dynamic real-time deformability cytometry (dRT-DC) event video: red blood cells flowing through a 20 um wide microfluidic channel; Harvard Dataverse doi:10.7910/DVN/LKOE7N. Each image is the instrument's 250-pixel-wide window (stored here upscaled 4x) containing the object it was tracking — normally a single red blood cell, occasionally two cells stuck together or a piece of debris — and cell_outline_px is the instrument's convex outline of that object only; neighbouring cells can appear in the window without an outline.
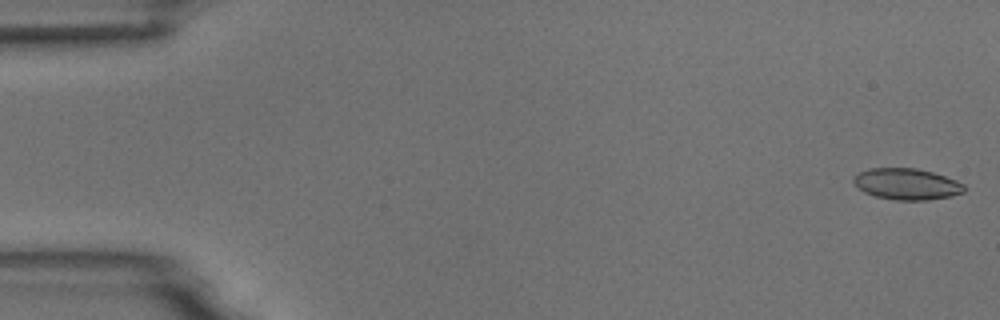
{"species": "common noctule bat (a hibernating species)", "species_latin": "Nyctalus noctula", "temperature_condition": "room temperature", "stored_images_in_passage": 20, "camera_frame_rate_fps": 3000, "um_per_image_px": 0.085, "animal": {"sex": "male", "body_mass_g": 18.8}, "frame": {"image": 1, "passage_image": 1, "time_ms": 0.0, "image_size_px": [1000, 320], "cell_outline_px": [[968, 188], [964, 192], [952, 196], [924, 200], [896, 200], [876, 196], [864, 192], [852, 180], [860, 172], [868, 168], [916, 168], [932, 172], [956, 180], [964, 184]], "centroid_in_image_um": [77.12, 15.64], "position_along_channel_um": 7.9, "area_um2": 20.06}}
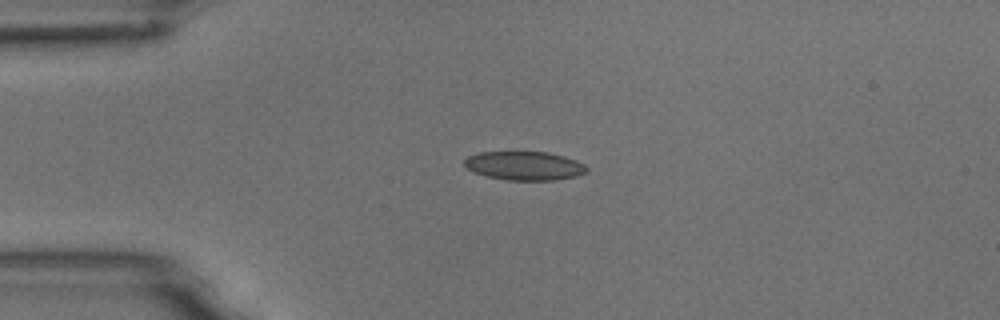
{"frame": {"image": 2, "passage_image": 13, "time_ms": 4.0, "image_size_px": [1000, 320], "cell_outline_px": [[588, 172], [576, 176], [552, 180], [504, 180], [472, 172], [464, 168], [464, 160], [468, 156], [480, 152], [548, 152], [564, 156], [576, 160], [584, 164], [588, 168]], "centroid_in_image_um": [44.56, 14.09], "position_along_channel_um": 40.4, "area_um2": 20.63}}
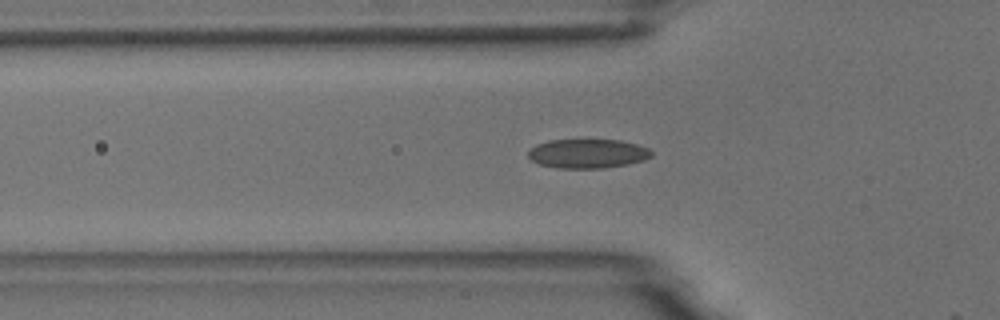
{"frame": {"image": 3, "passage_image": 18, "time_ms": 5.667, "image_size_px": [1000, 320], "cell_outline_px": [[652, 156], [644, 160], [628, 164], [604, 168], [556, 168], [540, 164], [532, 160], [528, 156], [528, 152], [536, 144], [548, 140], [620, 140], [636, 144], [648, 148], [652, 152]], "centroid_in_image_um": [49.95, 13.06], "position_along_channel_um": 75.8, "area_um2": 20.92}}